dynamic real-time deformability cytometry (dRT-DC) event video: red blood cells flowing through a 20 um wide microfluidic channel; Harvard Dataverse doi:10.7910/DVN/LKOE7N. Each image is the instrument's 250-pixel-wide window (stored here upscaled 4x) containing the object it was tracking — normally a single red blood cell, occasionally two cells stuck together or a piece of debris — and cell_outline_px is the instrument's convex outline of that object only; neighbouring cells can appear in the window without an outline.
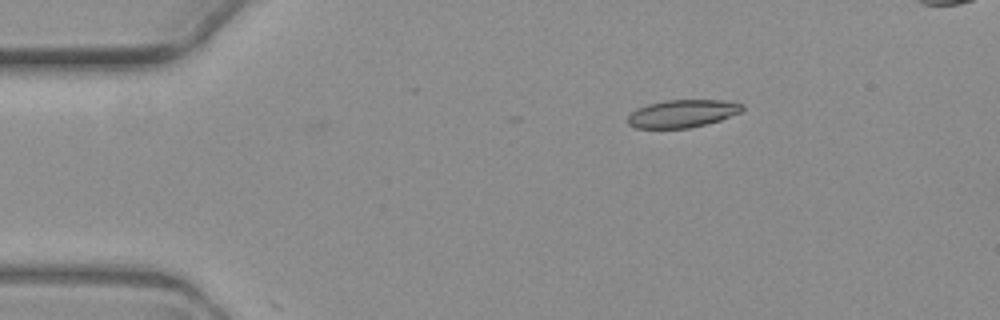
{"species": "common noctule bat (a hibernating species)", "species_latin": "Nyctalus noctula", "temperature_condition": "warm", "stored_images_in_passage": 4, "segment_of_instrument_passage": [1, 2], "camera_frame_rate_fps": 3000, "um_per_image_px": 0.085, "animal": {"sex": "female", "body_mass_g": 19.3, "forearm_length_mm": 54.1}, "frame": {"image": 1, "passage_image": 1, "time_ms": 0.0, "image_size_px": [1000, 320], "cell_outline_px": [[744, 108], [740, 112], [720, 120], [688, 128], [636, 128], [628, 124], [628, 116], [636, 108], [648, 104], [668, 100], [724, 100], [744, 104]], "centroid_in_image_um": [58.0, 9.65], "position_along_channel_um": 27.0, "area_um2": 18.38}}